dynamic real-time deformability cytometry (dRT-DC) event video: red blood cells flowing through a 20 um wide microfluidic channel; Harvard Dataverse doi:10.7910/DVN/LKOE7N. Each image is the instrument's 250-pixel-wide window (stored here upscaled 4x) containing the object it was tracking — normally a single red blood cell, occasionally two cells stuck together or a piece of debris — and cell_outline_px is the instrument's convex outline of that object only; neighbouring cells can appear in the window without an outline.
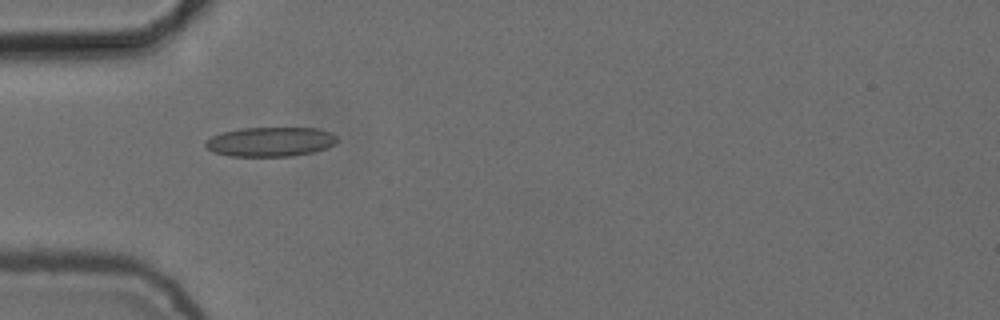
{"species": "common noctule bat (a hibernating species)", "species_latin": "Nyctalus noctula", "temperature_condition": "cold", "stored_images_in_passage": 6, "camera_frame_rate_fps": 3000, "um_per_image_px": 0.085, "animal": {"sex": "female", "body_mass_g": 24.6, "forearm_length_mm": 56.2}, "frame": {"image": 1, "passage_image": 5, "time_ms": 5.333, "image_size_px": [1000, 320], "cell_outline_px": [[340, 140], [336, 144], [316, 152], [292, 156], [228, 156], [212, 152], [204, 144], [204, 140], [212, 136], [224, 132], [240, 128], [320, 128], [332, 132]], "centroid_in_image_um": [23.03, 12.05], "position_along_channel_um": 62.0, "area_um2": 22.95}}
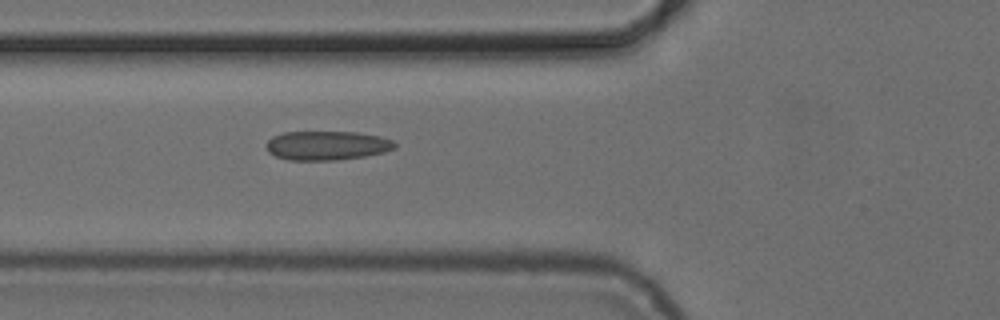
{"frame": {"image": 2, "passage_image": 6, "time_ms": 6.333, "image_size_px": [1000, 320], "cell_outline_px": [[396, 148], [384, 152], [364, 156], [336, 160], [288, 160], [276, 156], [268, 152], [264, 144], [272, 136], [284, 132], [356, 132], [380, 136], [392, 140], [396, 144]], "centroid_in_image_um": [27.76, 12.36], "position_along_channel_um": 98.0, "area_um2": 21.91}}